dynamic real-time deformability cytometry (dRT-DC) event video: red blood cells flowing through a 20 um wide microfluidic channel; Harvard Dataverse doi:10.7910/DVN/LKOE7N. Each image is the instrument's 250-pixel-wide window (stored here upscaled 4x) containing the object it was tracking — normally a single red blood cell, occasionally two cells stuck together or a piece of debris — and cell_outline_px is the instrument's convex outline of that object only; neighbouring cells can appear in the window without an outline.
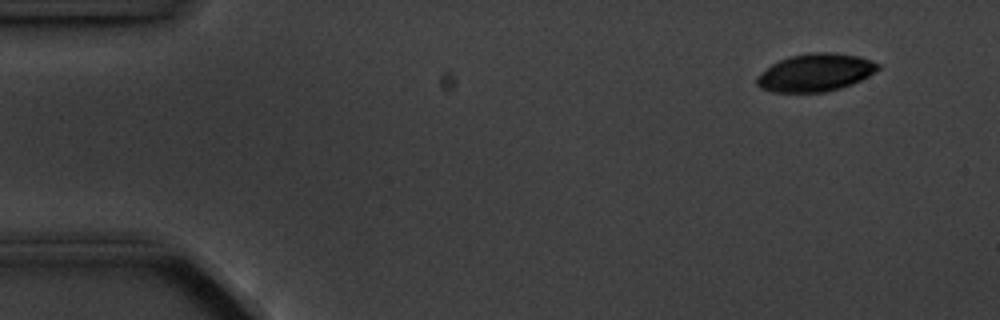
{"species": "common noctule bat (a hibernating species)", "species_latin": "Nyctalus noctula", "temperature_condition": "cold", "stored_images_in_passage": 5, "camera_frame_rate_fps": 3000, "um_per_image_px": 0.085, "animal": {"sex": "male", "body_mass_g": 20.1, "forearm_length_mm": 53.5}, "frame": {"image": 1, "passage_image": 1, "time_ms": 0.0, "image_size_px": [1000, 320], "cell_outline_px": [[880, 68], [868, 76], [852, 84], [840, 88], [824, 92], [772, 92], [760, 88], [756, 84], [756, 76], [772, 64], [780, 60], [792, 56], [812, 52], [828, 52], [860, 56], [872, 60], [880, 64]], "centroid_in_image_um": [69.31, 6.17], "position_along_channel_um": 15.7, "area_um2": 26.59}}
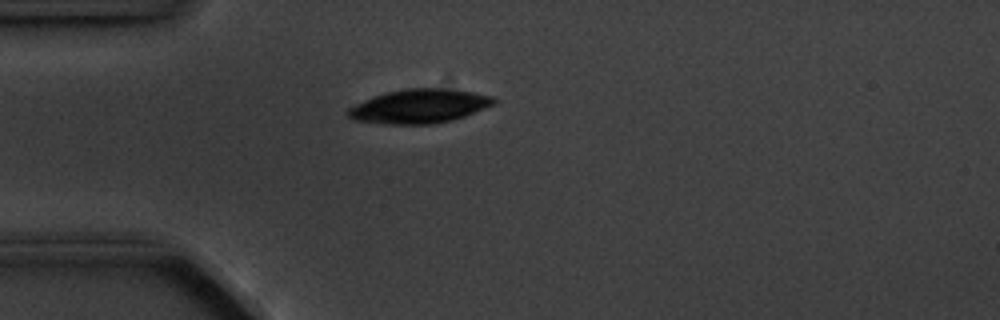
{"frame": {"image": 2, "passage_image": 4, "time_ms": 3.333, "image_size_px": [1000, 320], "cell_outline_px": [[496, 104], [464, 116], [452, 120], [432, 124], [384, 124], [356, 120], [348, 116], [344, 112], [348, 108], [372, 96], [388, 92], [408, 88], [440, 88], [472, 92], [492, 96], [496, 100]], "centroid_in_image_um": [35.63, 9.03], "position_along_channel_um": 49.4, "area_um2": 28.78}}